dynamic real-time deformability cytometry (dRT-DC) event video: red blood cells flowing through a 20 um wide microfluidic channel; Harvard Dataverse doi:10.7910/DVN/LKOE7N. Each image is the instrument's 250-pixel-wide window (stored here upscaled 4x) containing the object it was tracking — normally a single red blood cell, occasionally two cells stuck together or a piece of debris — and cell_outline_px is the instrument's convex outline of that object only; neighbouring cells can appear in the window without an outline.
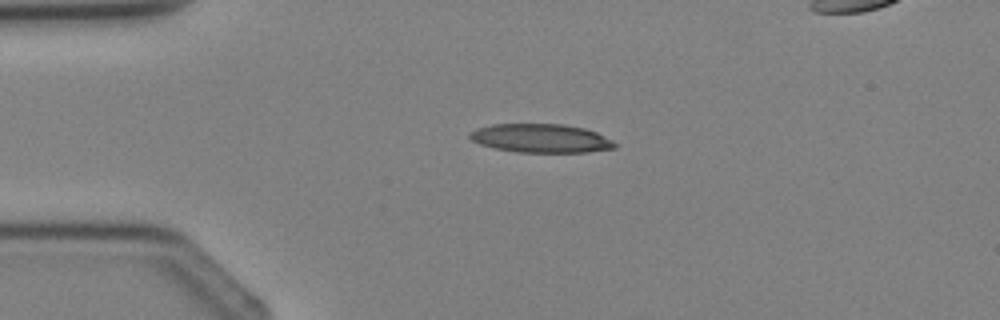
{"species": "Egyptian fruit bat (a non-hibernating species)", "species_latin": "Rousettus aegyptiacus", "temperature_condition": "cold", "stored_images_in_passage": 3, "camera_frame_rate_fps": 3000, "um_per_image_px": 0.085, "animal": {"sex": "female"}, "frame": {"image": 1, "passage_image": 2, "time_ms": 1.333, "image_size_px": [1000, 320], "cell_outline_px": [[616, 148], [588, 152], [516, 152], [496, 148], [480, 144], [472, 140], [468, 136], [476, 128], [492, 124], [564, 124], [584, 128], [596, 132], [612, 140], [616, 144]], "centroid_in_image_um": [45.99, 11.75], "position_along_channel_um": 39.0, "area_um2": 24.16}}